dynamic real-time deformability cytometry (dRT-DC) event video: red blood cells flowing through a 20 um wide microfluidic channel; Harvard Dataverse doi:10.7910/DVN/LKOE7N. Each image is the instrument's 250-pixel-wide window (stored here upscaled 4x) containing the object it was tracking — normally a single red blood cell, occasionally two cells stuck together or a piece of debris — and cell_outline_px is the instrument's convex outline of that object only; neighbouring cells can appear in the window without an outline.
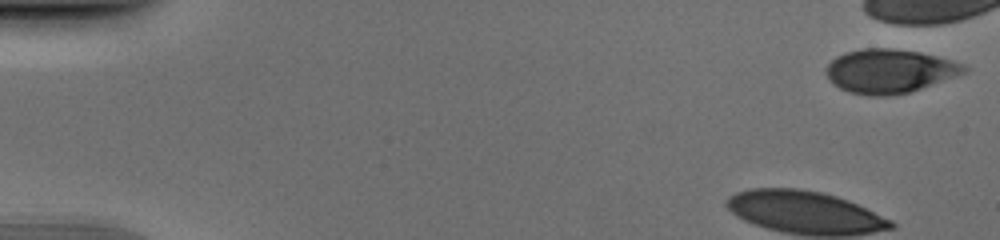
{"species": "human", "species_latin": "Homo sapiens", "temperature_condition": "cold", "stored_images_in_passage": 38, "camera_frame_rate_fps": 3000, "um_per_image_px": 0.085, "donor": {"sex": "male"}, "frame": {"image": 1, "passage_image": 1, "time_ms": 0.0, "image_size_px": [1000, 240], "cell_outline_px": [[968, 68], [964, 72], [956, 76], [908, 92], [888, 96], [868, 96], [848, 92], [840, 88], [824, 72], [828, 64], [836, 56], [844, 52], [864, 48], [892, 48], [920, 52], [952, 60], [964, 64]], "centroid_in_image_um": [75.59, 6.03], "position_along_channel_um": 9.4, "area_um2": 35.08}}
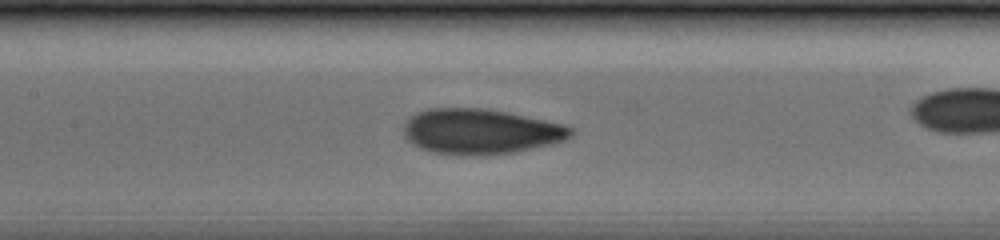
{"frame": {"image": 2, "passage_image": 22, "time_ms": 7.0, "image_size_px": [1000, 240], "cell_outline_px": [[576, 132], [572, 136], [564, 140], [552, 144], [512, 152], [488, 156], [460, 156], [432, 152], [420, 148], [412, 144], [404, 136], [400, 128], [404, 120], [416, 112], [428, 108], [480, 108], [504, 112], [564, 124], [572, 128]], "centroid_in_image_um": [40.77, 11.19], "position_along_channel_um": 166.6, "area_um2": 44.68}}